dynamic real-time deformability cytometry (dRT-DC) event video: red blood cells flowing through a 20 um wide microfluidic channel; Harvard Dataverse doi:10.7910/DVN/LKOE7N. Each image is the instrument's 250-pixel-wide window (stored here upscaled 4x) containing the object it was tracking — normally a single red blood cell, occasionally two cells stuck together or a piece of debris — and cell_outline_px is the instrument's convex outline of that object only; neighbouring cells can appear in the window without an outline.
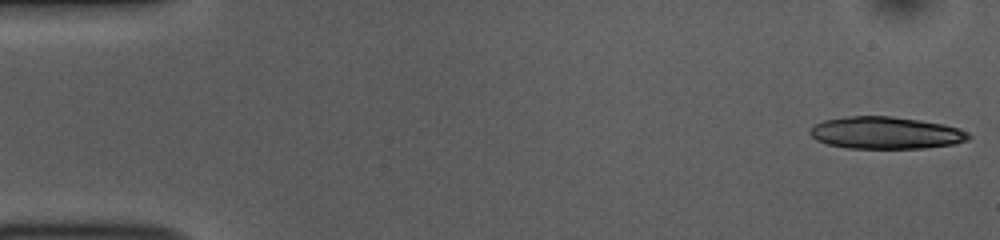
{"species": "common noctule bat (a hibernating species)", "species_latin": "Nyctalus noctula", "temperature_condition": "room temperature", "stored_images_in_passage": 39, "camera_frame_rate_fps": 3000, "um_per_image_px": 0.085, "animal": {"sex": "female", "body_mass_g": 10.0, "forearm_length_mm": 53.1}, "frame": {"image": 1, "passage_image": 1, "time_ms": 0.0, "image_size_px": [1000, 240], "cell_outline_px": [[972, 136], [968, 140], [956, 144], [924, 148], [848, 148], [828, 144], [816, 140], [808, 132], [816, 124], [824, 120], [848, 116], [892, 116], [920, 120], [944, 124], [968, 132]], "centroid_in_image_um": [75.32, 11.29], "position_along_channel_um": 9.7, "area_um2": 29.71}, "authors_computed_cell_mechanics": {"area_um2": 16.5886, "velocity_mm_per_s": 3.8543, "shape_relaxation_time_tau1_ms": 3.7172, "shape_relaxation_time_tau2_ms": 6.6669, "deformation_change_tau1": 0.1703, "deformation_change_tau2": 0.1976}}